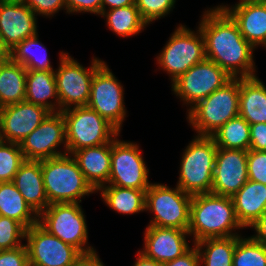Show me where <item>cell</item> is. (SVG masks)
<instances>
[{
    "label": "cell",
    "instance_id": "1",
    "mask_svg": "<svg viewBox=\"0 0 266 266\" xmlns=\"http://www.w3.org/2000/svg\"><path fill=\"white\" fill-rule=\"evenodd\" d=\"M198 25L205 40V56L232 78L256 76V50L240 33L237 23L222 8L205 9Z\"/></svg>",
    "mask_w": 266,
    "mask_h": 266
},
{
    "label": "cell",
    "instance_id": "2",
    "mask_svg": "<svg viewBox=\"0 0 266 266\" xmlns=\"http://www.w3.org/2000/svg\"><path fill=\"white\" fill-rule=\"evenodd\" d=\"M239 229L244 228L237 219L232 197L213 193L192 196L188 226L192 244L207 238L241 235Z\"/></svg>",
    "mask_w": 266,
    "mask_h": 266
},
{
    "label": "cell",
    "instance_id": "3",
    "mask_svg": "<svg viewBox=\"0 0 266 266\" xmlns=\"http://www.w3.org/2000/svg\"><path fill=\"white\" fill-rule=\"evenodd\" d=\"M41 170L49 204L81 203L96 193L71 154L41 160Z\"/></svg>",
    "mask_w": 266,
    "mask_h": 266
},
{
    "label": "cell",
    "instance_id": "4",
    "mask_svg": "<svg viewBox=\"0 0 266 266\" xmlns=\"http://www.w3.org/2000/svg\"><path fill=\"white\" fill-rule=\"evenodd\" d=\"M239 91L240 78H232L186 112L187 122L197 136L211 137L230 119L239 116Z\"/></svg>",
    "mask_w": 266,
    "mask_h": 266
},
{
    "label": "cell",
    "instance_id": "5",
    "mask_svg": "<svg viewBox=\"0 0 266 266\" xmlns=\"http://www.w3.org/2000/svg\"><path fill=\"white\" fill-rule=\"evenodd\" d=\"M185 148L177 186L191 196L211 193L218 148L214 139L195 135Z\"/></svg>",
    "mask_w": 266,
    "mask_h": 266
},
{
    "label": "cell",
    "instance_id": "6",
    "mask_svg": "<svg viewBox=\"0 0 266 266\" xmlns=\"http://www.w3.org/2000/svg\"><path fill=\"white\" fill-rule=\"evenodd\" d=\"M205 58V40L199 27L194 31L179 24L156 56V65L169 75L172 84Z\"/></svg>",
    "mask_w": 266,
    "mask_h": 266
},
{
    "label": "cell",
    "instance_id": "7",
    "mask_svg": "<svg viewBox=\"0 0 266 266\" xmlns=\"http://www.w3.org/2000/svg\"><path fill=\"white\" fill-rule=\"evenodd\" d=\"M67 153L110 143L120 132L88 106L65 109Z\"/></svg>",
    "mask_w": 266,
    "mask_h": 266
},
{
    "label": "cell",
    "instance_id": "8",
    "mask_svg": "<svg viewBox=\"0 0 266 266\" xmlns=\"http://www.w3.org/2000/svg\"><path fill=\"white\" fill-rule=\"evenodd\" d=\"M59 55L58 68L54 72L59 112L71 107L87 106L92 78L104 61L93 56L90 67L85 68L68 52L60 51Z\"/></svg>",
    "mask_w": 266,
    "mask_h": 266
},
{
    "label": "cell",
    "instance_id": "9",
    "mask_svg": "<svg viewBox=\"0 0 266 266\" xmlns=\"http://www.w3.org/2000/svg\"><path fill=\"white\" fill-rule=\"evenodd\" d=\"M81 206L80 203L49 204L38 216V223L50 234L73 245L82 254H88L96 249L88 244V226Z\"/></svg>",
    "mask_w": 266,
    "mask_h": 266
},
{
    "label": "cell",
    "instance_id": "10",
    "mask_svg": "<svg viewBox=\"0 0 266 266\" xmlns=\"http://www.w3.org/2000/svg\"><path fill=\"white\" fill-rule=\"evenodd\" d=\"M192 196L177 185L172 188L161 183H151L146 191L145 211L154 216L148 223L155 227L188 230Z\"/></svg>",
    "mask_w": 266,
    "mask_h": 266
},
{
    "label": "cell",
    "instance_id": "11",
    "mask_svg": "<svg viewBox=\"0 0 266 266\" xmlns=\"http://www.w3.org/2000/svg\"><path fill=\"white\" fill-rule=\"evenodd\" d=\"M123 84L104 61L95 71L87 106L105 118L120 133L127 117Z\"/></svg>",
    "mask_w": 266,
    "mask_h": 266
},
{
    "label": "cell",
    "instance_id": "12",
    "mask_svg": "<svg viewBox=\"0 0 266 266\" xmlns=\"http://www.w3.org/2000/svg\"><path fill=\"white\" fill-rule=\"evenodd\" d=\"M232 77L212 60L205 58L182 74L170 86L186 105L187 112L199 101L223 87Z\"/></svg>",
    "mask_w": 266,
    "mask_h": 266
},
{
    "label": "cell",
    "instance_id": "13",
    "mask_svg": "<svg viewBox=\"0 0 266 266\" xmlns=\"http://www.w3.org/2000/svg\"><path fill=\"white\" fill-rule=\"evenodd\" d=\"M118 137L120 133L111 141V171L107 185L147 190L151 185L149 169L139 144Z\"/></svg>",
    "mask_w": 266,
    "mask_h": 266
},
{
    "label": "cell",
    "instance_id": "14",
    "mask_svg": "<svg viewBox=\"0 0 266 266\" xmlns=\"http://www.w3.org/2000/svg\"><path fill=\"white\" fill-rule=\"evenodd\" d=\"M29 266H73L82 253L50 234L39 223L26 229Z\"/></svg>",
    "mask_w": 266,
    "mask_h": 266
},
{
    "label": "cell",
    "instance_id": "15",
    "mask_svg": "<svg viewBox=\"0 0 266 266\" xmlns=\"http://www.w3.org/2000/svg\"><path fill=\"white\" fill-rule=\"evenodd\" d=\"M63 146L64 150H59ZM25 160H44L67 153L65 119L62 112L50 113L21 143Z\"/></svg>",
    "mask_w": 266,
    "mask_h": 266
},
{
    "label": "cell",
    "instance_id": "16",
    "mask_svg": "<svg viewBox=\"0 0 266 266\" xmlns=\"http://www.w3.org/2000/svg\"><path fill=\"white\" fill-rule=\"evenodd\" d=\"M49 114L27 101L0 108V140L20 144Z\"/></svg>",
    "mask_w": 266,
    "mask_h": 266
},
{
    "label": "cell",
    "instance_id": "17",
    "mask_svg": "<svg viewBox=\"0 0 266 266\" xmlns=\"http://www.w3.org/2000/svg\"><path fill=\"white\" fill-rule=\"evenodd\" d=\"M248 180L247 151L218 147L211 193L232 197Z\"/></svg>",
    "mask_w": 266,
    "mask_h": 266
},
{
    "label": "cell",
    "instance_id": "18",
    "mask_svg": "<svg viewBox=\"0 0 266 266\" xmlns=\"http://www.w3.org/2000/svg\"><path fill=\"white\" fill-rule=\"evenodd\" d=\"M37 15L23 2L0 0V31L11 51L21 41L38 33Z\"/></svg>",
    "mask_w": 266,
    "mask_h": 266
},
{
    "label": "cell",
    "instance_id": "19",
    "mask_svg": "<svg viewBox=\"0 0 266 266\" xmlns=\"http://www.w3.org/2000/svg\"><path fill=\"white\" fill-rule=\"evenodd\" d=\"M188 237L191 238L188 230L148 225L144 232V246L139 251L157 262L165 263L191 248Z\"/></svg>",
    "mask_w": 266,
    "mask_h": 266
},
{
    "label": "cell",
    "instance_id": "20",
    "mask_svg": "<svg viewBox=\"0 0 266 266\" xmlns=\"http://www.w3.org/2000/svg\"><path fill=\"white\" fill-rule=\"evenodd\" d=\"M237 23L242 36L256 49L266 48V3L243 2L218 5Z\"/></svg>",
    "mask_w": 266,
    "mask_h": 266
},
{
    "label": "cell",
    "instance_id": "21",
    "mask_svg": "<svg viewBox=\"0 0 266 266\" xmlns=\"http://www.w3.org/2000/svg\"><path fill=\"white\" fill-rule=\"evenodd\" d=\"M12 182L38 216L47 208L49 202L43 182L41 160H25Z\"/></svg>",
    "mask_w": 266,
    "mask_h": 266
},
{
    "label": "cell",
    "instance_id": "22",
    "mask_svg": "<svg viewBox=\"0 0 266 266\" xmlns=\"http://www.w3.org/2000/svg\"><path fill=\"white\" fill-rule=\"evenodd\" d=\"M71 155L95 191L108 184L111 171V142L77 150Z\"/></svg>",
    "mask_w": 266,
    "mask_h": 266
},
{
    "label": "cell",
    "instance_id": "23",
    "mask_svg": "<svg viewBox=\"0 0 266 266\" xmlns=\"http://www.w3.org/2000/svg\"><path fill=\"white\" fill-rule=\"evenodd\" d=\"M232 200L239 223L250 228L266 211V185L248 180Z\"/></svg>",
    "mask_w": 266,
    "mask_h": 266
},
{
    "label": "cell",
    "instance_id": "24",
    "mask_svg": "<svg viewBox=\"0 0 266 266\" xmlns=\"http://www.w3.org/2000/svg\"><path fill=\"white\" fill-rule=\"evenodd\" d=\"M239 116L250 125L266 123V86L257 75L240 78Z\"/></svg>",
    "mask_w": 266,
    "mask_h": 266
},
{
    "label": "cell",
    "instance_id": "25",
    "mask_svg": "<svg viewBox=\"0 0 266 266\" xmlns=\"http://www.w3.org/2000/svg\"><path fill=\"white\" fill-rule=\"evenodd\" d=\"M55 71L27 70L25 101L59 112Z\"/></svg>",
    "mask_w": 266,
    "mask_h": 266
},
{
    "label": "cell",
    "instance_id": "26",
    "mask_svg": "<svg viewBox=\"0 0 266 266\" xmlns=\"http://www.w3.org/2000/svg\"><path fill=\"white\" fill-rule=\"evenodd\" d=\"M146 191L104 185L96 192L101 194V199H103L106 206L116 211V213L133 215L145 211Z\"/></svg>",
    "mask_w": 266,
    "mask_h": 266
},
{
    "label": "cell",
    "instance_id": "27",
    "mask_svg": "<svg viewBox=\"0 0 266 266\" xmlns=\"http://www.w3.org/2000/svg\"><path fill=\"white\" fill-rule=\"evenodd\" d=\"M0 216L18 221L26 229L38 223V215L27 204L12 181L0 182Z\"/></svg>",
    "mask_w": 266,
    "mask_h": 266
},
{
    "label": "cell",
    "instance_id": "28",
    "mask_svg": "<svg viewBox=\"0 0 266 266\" xmlns=\"http://www.w3.org/2000/svg\"><path fill=\"white\" fill-rule=\"evenodd\" d=\"M27 69L11 58L0 67V108L25 101Z\"/></svg>",
    "mask_w": 266,
    "mask_h": 266
},
{
    "label": "cell",
    "instance_id": "29",
    "mask_svg": "<svg viewBox=\"0 0 266 266\" xmlns=\"http://www.w3.org/2000/svg\"><path fill=\"white\" fill-rule=\"evenodd\" d=\"M100 16L106 19V25L112 33L123 38L136 36L148 27L136 4L106 10Z\"/></svg>",
    "mask_w": 266,
    "mask_h": 266
},
{
    "label": "cell",
    "instance_id": "30",
    "mask_svg": "<svg viewBox=\"0 0 266 266\" xmlns=\"http://www.w3.org/2000/svg\"><path fill=\"white\" fill-rule=\"evenodd\" d=\"M39 34L21 41L11 51V59L27 70L55 71L46 47L40 42Z\"/></svg>",
    "mask_w": 266,
    "mask_h": 266
},
{
    "label": "cell",
    "instance_id": "31",
    "mask_svg": "<svg viewBox=\"0 0 266 266\" xmlns=\"http://www.w3.org/2000/svg\"><path fill=\"white\" fill-rule=\"evenodd\" d=\"M237 236L207 238L194 243L199 251L200 266H232Z\"/></svg>",
    "mask_w": 266,
    "mask_h": 266
},
{
    "label": "cell",
    "instance_id": "32",
    "mask_svg": "<svg viewBox=\"0 0 266 266\" xmlns=\"http://www.w3.org/2000/svg\"><path fill=\"white\" fill-rule=\"evenodd\" d=\"M211 137L219 148L248 151L250 147V124L243 117L237 116L225 123Z\"/></svg>",
    "mask_w": 266,
    "mask_h": 266
},
{
    "label": "cell",
    "instance_id": "33",
    "mask_svg": "<svg viewBox=\"0 0 266 266\" xmlns=\"http://www.w3.org/2000/svg\"><path fill=\"white\" fill-rule=\"evenodd\" d=\"M232 266H266V247L252 236L238 235Z\"/></svg>",
    "mask_w": 266,
    "mask_h": 266
},
{
    "label": "cell",
    "instance_id": "34",
    "mask_svg": "<svg viewBox=\"0 0 266 266\" xmlns=\"http://www.w3.org/2000/svg\"><path fill=\"white\" fill-rule=\"evenodd\" d=\"M24 161L19 143L0 140V182L12 181Z\"/></svg>",
    "mask_w": 266,
    "mask_h": 266
},
{
    "label": "cell",
    "instance_id": "35",
    "mask_svg": "<svg viewBox=\"0 0 266 266\" xmlns=\"http://www.w3.org/2000/svg\"><path fill=\"white\" fill-rule=\"evenodd\" d=\"M25 234L26 228L20 222L0 216V250H10L22 246L25 244L23 242Z\"/></svg>",
    "mask_w": 266,
    "mask_h": 266
},
{
    "label": "cell",
    "instance_id": "36",
    "mask_svg": "<svg viewBox=\"0 0 266 266\" xmlns=\"http://www.w3.org/2000/svg\"><path fill=\"white\" fill-rule=\"evenodd\" d=\"M135 4L143 21L149 26L169 15L175 8L176 0H135Z\"/></svg>",
    "mask_w": 266,
    "mask_h": 266
},
{
    "label": "cell",
    "instance_id": "37",
    "mask_svg": "<svg viewBox=\"0 0 266 266\" xmlns=\"http://www.w3.org/2000/svg\"><path fill=\"white\" fill-rule=\"evenodd\" d=\"M247 171L249 180L266 185V151H247Z\"/></svg>",
    "mask_w": 266,
    "mask_h": 266
},
{
    "label": "cell",
    "instance_id": "38",
    "mask_svg": "<svg viewBox=\"0 0 266 266\" xmlns=\"http://www.w3.org/2000/svg\"><path fill=\"white\" fill-rule=\"evenodd\" d=\"M25 3L37 16L52 18L60 10H66L65 0H25Z\"/></svg>",
    "mask_w": 266,
    "mask_h": 266
},
{
    "label": "cell",
    "instance_id": "39",
    "mask_svg": "<svg viewBox=\"0 0 266 266\" xmlns=\"http://www.w3.org/2000/svg\"><path fill=\"white\" fill-rule=\"evenodd\" d=\"M0 266H29L26 245L10 250H0Z\"/></svg>",
    "mask_w": 266,
    "mask_h": 266
},
{
    "label": "cell",
    "instance_id": "40",
    "mask_svg": "<svg viewBox=\"0 0 266 266\" xmlns=\"http://www.w3.org/2000/svg\"><path fill=\"white\" fill-rule=\"evenodd\" d=\"M68 14L90 13L101 15V0H65Z\"/></svg>",
    "mask_w": 266,
    "mask_h": 266
},
{
    "label": "cell",
    "instance_id": "41",
    "mask_svg": "<svg viewBox=\"0 0 266 266\" xmlns=\"http://www.w3.org/2000/svg\"><path fill=\"white\" fill-rule=\"evenodd\" d=\"M249 150L266 151V123L250 125Z\"/></svg>",
    "mask_w": 266,
    "mask_h": 266
},
{
    "label": "cell",
    "instance_id": "42",
    "mask_svg": "<svg viewBox=\"0 0 266 266\" xmlns=\"http://www.w3.org/2000/svg\"><path fill=\"white\" fill-rule=\"evenodd\" d=\"M191 247L183 255L172 261L163 263V266H200V255L195 244H190Z\"/></svg>",
    "mask_w": 266,
    "mask_h": 266
},
{
    "label": "cell",
    "instance_id": "43",
    "mask_svg": "<svg viewBox=\"0 0 266 266\" xmlns=\"http://www.w3.org/2000/svg\"><path fill=\"white\" fill-rule=\"evenodd\" d=\"M250 228L253 229L255 233L251 236L266 247V211Z\"/></svg>",
    "mask_w": 266,
    "mask_h": 266
},
{
    "label": "cell",
    "instance_id": "44",
    "mask_svg": "<svg viewBox=\"0 0 266 266\" xmlns=\"http://www.w3.org/2000/svg\"><path fill=\"white\" fill-rule=\"evenodd\" d=\"M73 266H105L100 259L98 252L94 251L88 254H82Z\"/></svg>",
    "mask_w": 266,
    "mask_h": 266
},
{
    "label": "cell",
    "instance_id": "45",
    "mask_svg": "<svg viewBox=\"0 0 266 266\" xmlns=\"http://www.w3.org/2000/svg\"><path fill=\"white\" fill-rule=\"evenodd\" d=\"M135 4V0H101V14L106 10Z\"/></svg>",
    "mask_w": 266,
    "mask_h": 266
},
{
    "label": "cell",
    "instance_id": "46",
    "mask_svg": "<svg viewBox=\"0 0 266 266\" xmlns=\"http://www.w3.org/2000/svg\"><path fill=\"white\" fill-rule=\"evenodd\" d=\"M136 255L137 257L133 266H163V263L157 262L156 260L145 256L139 250L137 251Z\"/></svg>",
    "mask_w": 266,
    "mask_h": 266
},
{
    "label": "cell",
    "instance_id": "47",
    "mask_svg": "<svg viewBox=\"0 0 266 266\" xmlns=\"http://www.w3.org/2000/svg\"><path fill=\"white\" fill-rule=\"evenodd\" d=\"M11 58L10 50L5 45H0V67Z\"/></svg>",
    "mask_w": 266,
    "mask_h": 266
},
{
    "label": "cell",
    "instance_id": "48",
    "mask_svg": "<svg viewBox=\"0 0 266 266\" xmlns=\"http://www.w3.org/2000/svg\"><path fill=\"white\" fill-rule=\"evenodd\" d=\"M243 2H263L266 3V0H239L237 3H243Z\"/></svg>",
    "mask_w": 266,
    "mask_h": 266
},
{
    "label": "cell",
    "instance_id": "49",
    "mask_svg": "<svg viewBox=\"0 0 266 266\" xmlns=\"http://www.w3.org/2000/svg\"><path fill=\"white\" fill-rule=\"evenodd\" d=\"M0 45H4V42L2 40L1 31H0Z\"/></svg>",
    "mask_w": 266,
    "mask_h": 266
},
{
    "label": "cell",
    "instance_id": "50",
    "mask_svg": "<svg viewBox=\"0 0 266 266\" xmlns=\"http://www.w3.org/2000/svg\"><path fill=\"white\" fill-rule=\"evenodd\" d=\"M5 1L24 2L25 0H5Z\"/></svg>",
    "mask_w": 266,
    "mask_h": 266
}]
</instances>
